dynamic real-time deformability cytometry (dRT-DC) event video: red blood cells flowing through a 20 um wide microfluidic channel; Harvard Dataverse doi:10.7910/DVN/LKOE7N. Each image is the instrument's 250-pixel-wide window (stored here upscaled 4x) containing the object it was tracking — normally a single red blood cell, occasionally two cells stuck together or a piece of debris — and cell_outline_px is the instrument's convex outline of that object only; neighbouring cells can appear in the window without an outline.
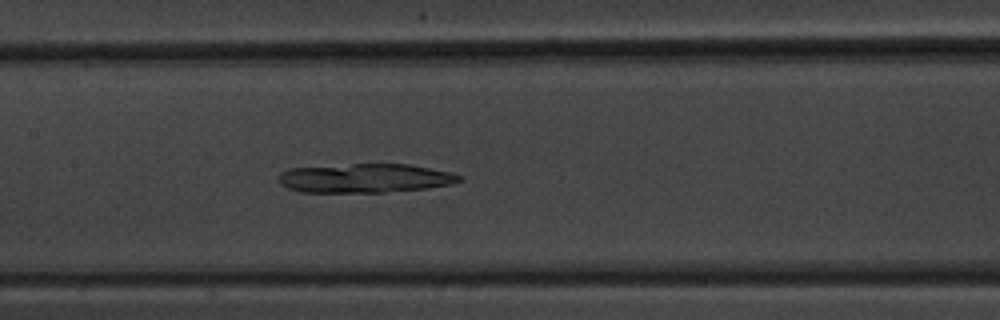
{"species": "common noctule bat (a hibernating species)", "species_latin": "Nyctalus noctula", "temperature_condition": "warm", "stored_images_in_passage": 57, "camera_frame_rate_fps": 3000, "um_per_image_px": 0.085, "animal": {"sex": "male", "body_mass_g": 20.1, "forearm_length_mm": 53.5}, "frame": {"image": 1, "passage_image": 27, "time_ms": 8.667, "image_size_px": [1000, 320], "cell_outline_px": [[464, 180], [452, 184], [428, 188], [384, 192], [300, 192], [288, 188], [280, 184], [276, 180], [276, 176], [280, 172], [288, 168], [352, 164], [408, 164], [452, 172], [464, 176]], "centroid_in_image_um": [31.02, 15.14], "position_along_channel_um": 176.4, "area_um2": 30.98}}
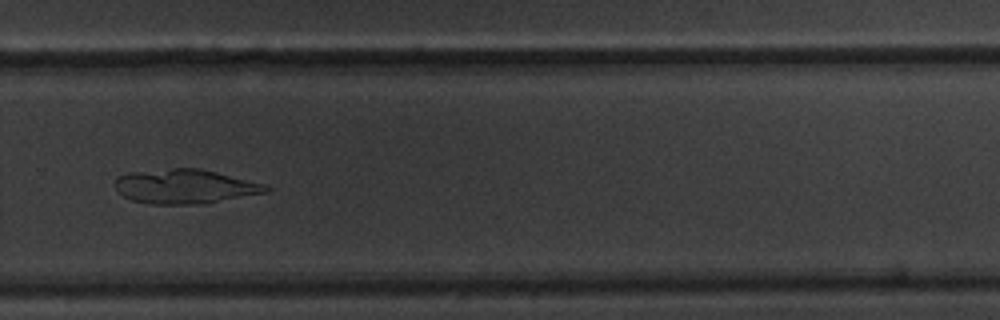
{"frame": {"image": 2, "passage_image": 39, "time_ms": 12.667, "image_size_px": [1000, 320], "cell_outline_px": [[272, 188], [268, 192], [204, 204], [152, 204], [132, 200], [124, 196], [112, 184], [116, 176], [128, 172], [172, 168], [200, 168], [268, 184]], "centroid_in_image_um": [15.74, 15.84], "position_along_channel_um": 314.1, "area_um2": 30.63}}
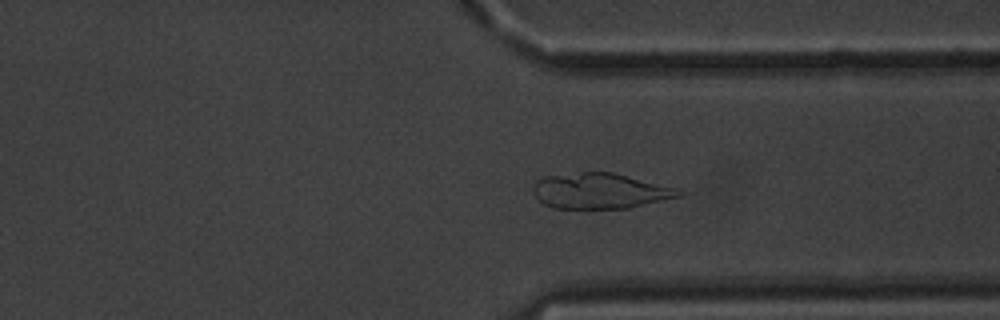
{"frame": {"image": 3, "passage_image": 43, "time_ms": 14.0, "image_size_px": [1000, 320], "cell_outline_px": [[684, 196], [632, 208], [552, 208], [544, 204], [532, 192], [532, 184], [536, 180], [544, 176], [584, 172], [612, 172], [680, 188], [684, 192]], "centroid_in_image_um": [51.07, 16.23], "position_along_channel_um": 360.3, "area_um2": 30.63}}